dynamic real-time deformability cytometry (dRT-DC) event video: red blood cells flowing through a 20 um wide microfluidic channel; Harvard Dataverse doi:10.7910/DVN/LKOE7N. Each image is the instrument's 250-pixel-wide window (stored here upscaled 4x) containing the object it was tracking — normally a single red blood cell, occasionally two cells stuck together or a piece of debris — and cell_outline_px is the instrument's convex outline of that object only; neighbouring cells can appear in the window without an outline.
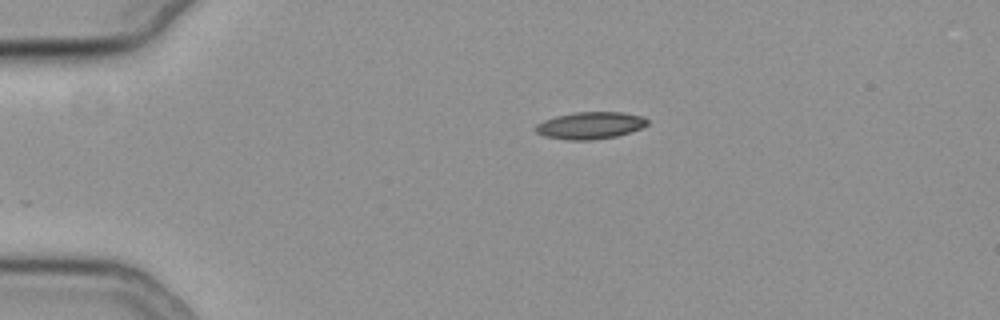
{"species": "common noctule bat (a hibernating species)", "species_latin": "Nyctalus noctula", "temperature_condition": "cold", "stored_images_in_passage": 44, "camera_frame_rate_fps": 3000, "um_per_image_px": 0.085, "animal": {"sex": "female", "body_mass_g": 19.3, "forearm_length_mm": 54.1}, "frame": {"image": 1, "passage_image": 1, "time_ms": 0.0, "image_size_px": [1000, 320], "cell_outline_px": [[648, 124], [640, 128], [616, 136], [592, 140], [568, 140], [544, 136], [536, 132], [536, 124], [544, 120], [556, 116], [576, 112], [624, 112], [644, 116], [648, 120]], "centroid_in_image_um": [50.17, 10.65], "position_along_channel_um": 34.8, "area_um2": 17.57}}
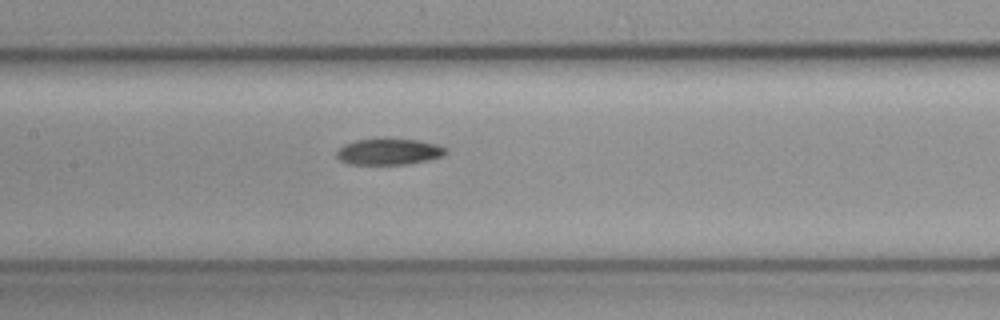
{"frame": {"image": 2, "passage_image": 16, "time_ms": 5.0, "image_size_px": [1000, 320], "cell_outline_px": [[448, 152], [440, 156], [408, 164], [348, 164], [340, 160], [336, 156], [336, 152], [344, 144], [356, 140], [380, 136], [384, 136], [416, 140], [436, 144], [448, 148]], "centroid_in_image_um": [33.01, 12.85], "position_along_channel_um": 174.4, "area_um2": 17.11}}
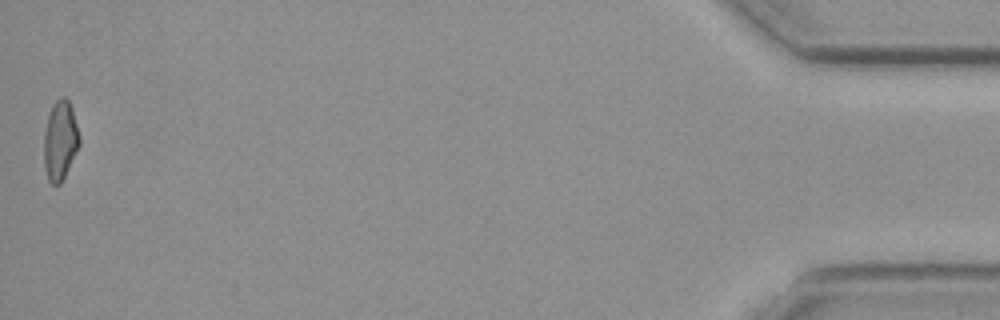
{"frame": {"image": 3, "passage_image": 44, "time_ms": 14.333, "image_size_px": [1000, 320], "cell_outline_px": [[80, 144], [60, 184], [52, 184], [48, 180], [44, 168], [44, 132], [48, 116], [52, 104], [60, 96], [64, 96], [68, 100], [72, 108], [80, 136]], "centroid_in_image_um": [5.11, 11.91], "position_along_channel_um": 430.1, "area_um2": 16.42}}